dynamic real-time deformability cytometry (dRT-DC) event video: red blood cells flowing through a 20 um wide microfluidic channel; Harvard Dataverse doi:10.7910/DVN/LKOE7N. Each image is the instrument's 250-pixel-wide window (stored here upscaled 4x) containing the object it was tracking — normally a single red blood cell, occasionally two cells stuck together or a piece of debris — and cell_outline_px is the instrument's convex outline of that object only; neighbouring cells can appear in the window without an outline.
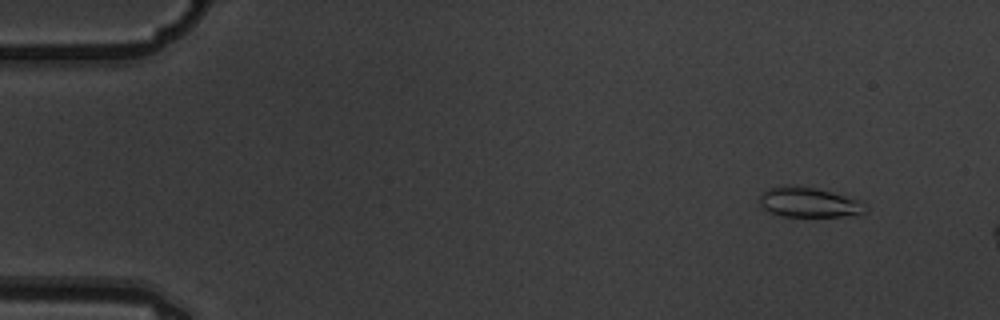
{"species": "common noctule bat (a hibernating species)", "species_latin": "Nyctalus noctula", "temperature_condition": "warm", "stored_images_in_passage": 4, "camera_frame_rate_fps": 3000, "um_per_image_px": 0.085, "animal": {"sex": "male", "body_mass_g": 19.5, "forearm_length_mm": 54.6}, "frame": {"image": 1, "passage_image": 4, "time_ms": 1.0, "image_size_px": [1000, 320], "cell_outline_px": [[868, 208], [864, 212], [840, 216], [784, 216], [768, 212], [760, 208], [760, 192], [768, 188], [788, 184], [816, 188], [860, 200], [868, 204]], "centroid_in_image_um": [68.7, 17.18], "position_along_channel_um": 16.3, "area_um2": 18.61}}